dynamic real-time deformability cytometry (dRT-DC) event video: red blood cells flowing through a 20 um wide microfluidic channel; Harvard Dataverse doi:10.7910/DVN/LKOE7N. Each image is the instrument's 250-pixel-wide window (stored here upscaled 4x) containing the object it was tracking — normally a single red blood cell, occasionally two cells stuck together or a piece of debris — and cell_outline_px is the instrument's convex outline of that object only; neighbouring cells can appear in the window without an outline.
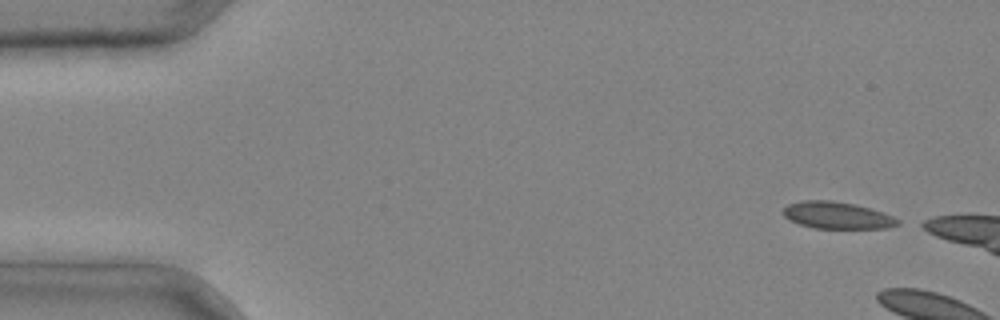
{"species": "common noctule bat (a hibernating species)", "species_latin": "Nyctalus noctula", "temperature_condition": "cold", "stored_images_in_passage": 6, "camera_frame_rate_fps": 3000, "um_per_image_px": 0.085, "animal": {"sex": "male", "body_mass_g": 20.4}, "frame": {"image": 1, "passage_image": 1, "time_ms": 0.0, "image_size_px": [1000, 320], "cell_outline_px": [[900, 224], [888, 228], [812, 228], [800, 224], [784, 216], [784, 208], [788, 204], [804, 200], [832, 200], [856, 204], [892, 216], [900, 220]], "centroid_in_image_um": [71.16, 18.3], "position_along_channel_um": 13.8, "area_um2": 17.8}}